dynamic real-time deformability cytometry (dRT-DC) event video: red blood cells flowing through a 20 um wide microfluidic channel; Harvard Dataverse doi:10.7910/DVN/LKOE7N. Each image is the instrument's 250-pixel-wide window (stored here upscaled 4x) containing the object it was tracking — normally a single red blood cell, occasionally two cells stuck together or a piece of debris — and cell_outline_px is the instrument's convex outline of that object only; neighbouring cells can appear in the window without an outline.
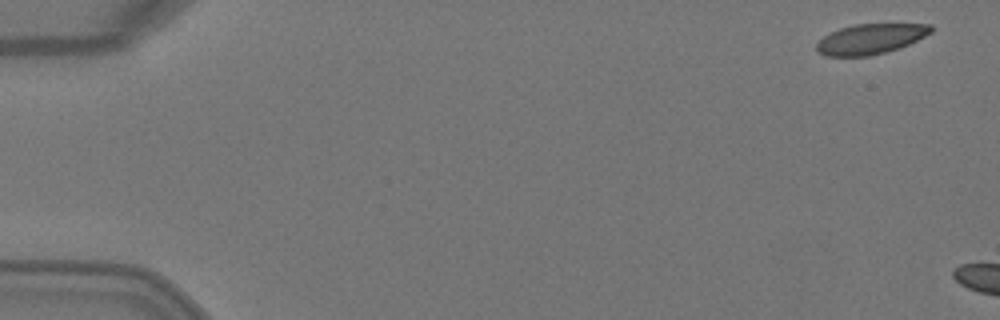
{"species": "Egyptian fruit bat (a non-hibernating species)", "species_latin": "Rousettus aegyptiacus", "temperature_condition": "warm", "stored_images_in_passage": 2, "camera_frame_rate_fps": 3000, "um_per_image_px": 0.085, "animal": {"sex": "female"}, "frame": {"image": 1, "passage_image": 1, "time_ms": 0.0, "image_size_px": [1000, 320], "cell_outline_px": [[932, 32], [908, 44], [884, 52], [868, 56], [824, 56], [816, 52], [816, 44], [824, 36], [840, 28], [856, 24], [932, 24]], "centroid_in_image_um": [73.95, 3.31], "position_along_channel_um": 11.0, "area_um2": 19.88}}